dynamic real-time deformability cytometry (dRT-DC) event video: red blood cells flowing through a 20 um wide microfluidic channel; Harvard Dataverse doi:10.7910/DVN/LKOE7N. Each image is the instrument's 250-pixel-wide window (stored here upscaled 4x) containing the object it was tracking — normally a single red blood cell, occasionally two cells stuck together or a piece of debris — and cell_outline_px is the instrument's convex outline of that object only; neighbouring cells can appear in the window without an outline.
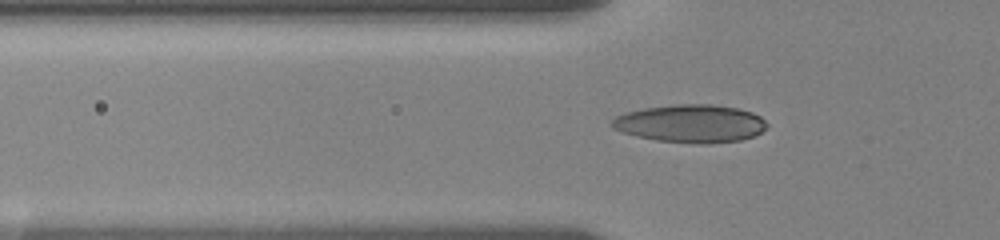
{"species": "human", "species_latin": "Homo sapiens", "temperature_condition": "room temperature", "stored_images_in_passage": 30, "camera_frame_rate_fps": 3000, "um_per_image_px": 0.085, "donor": {"sex": "female"}, "frame": {"image": 1, "passage_image": 8, "time_ms": 5.667, "image_size_px": [1000, 240], "cell_outline_px": [[768, 124], [760, 132], [752, 136], [740, 140], [708, 144], [696, 144], [656, 140], [636, 136], [612, 128], [608, 124], [616, 116], [624, 112], [644, 108], [676, 104], [712, 104], [736, 108], [752, 112], [760, 116]], "centroid_in_image_um": [58.67, 10.5], "position_along_channel_um": 67.1, "area_um2": 34.33}}
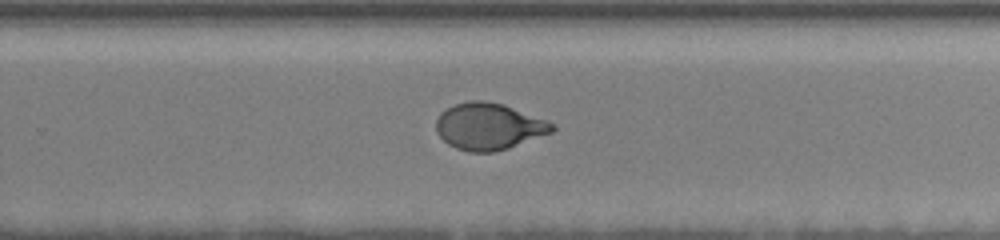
{"frame": {"image": 2, "passage_image": 19, "time_ms": 12.0, "image_size_px": [1000, 240], "cell_outline_px": [[556, 128], [552, 132], [508, 148], [492, 152], [468, 152], [456, 148], [448, 144], [436, 132], [436, 120], [440, 112], [456, 104], [468, 100], [484, 100], [504, 104], [548, 120], [556, 124]], "centroid_in_image_um": [41.56, 10.73], "position_along_channel_um": 288.2, "area_um2": 31.73}}
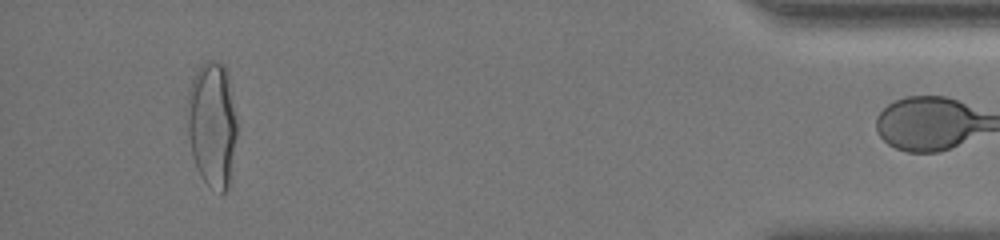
{"frame": {"image": 3, "passage_image": 29, "time_ms": 17.333, "image_size_px": [1000, 240], "cell_outline_px": [[236, 136], [228, 188], [224, 192], [220, 192], [208, 184], [200, 176], [196, 168], [192, 156], [188, 136], [188, 88], [200, 64], [208, 60], [212, 60], [224, 64], [228, 72], [236, 120]], "centroid_in_image_um": [18.02, 10.53], "position_along_channel_um": 417.2, "area_um2": 36.18}}